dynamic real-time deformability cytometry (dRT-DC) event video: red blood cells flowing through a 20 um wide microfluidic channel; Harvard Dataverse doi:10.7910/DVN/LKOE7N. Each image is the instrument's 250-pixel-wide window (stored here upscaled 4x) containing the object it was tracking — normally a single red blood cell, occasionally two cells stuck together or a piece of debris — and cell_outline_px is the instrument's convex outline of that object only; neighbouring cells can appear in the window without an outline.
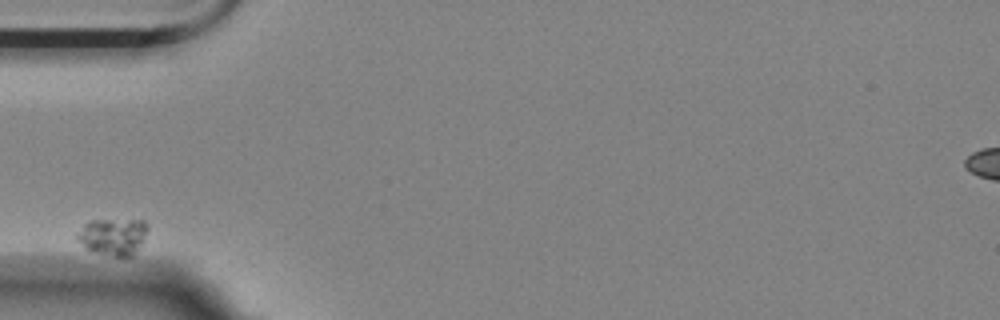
{"species": "Egyptian fruit bat (a non-hibernating species)", "species_latin": "Rousettus aegyptiacus", "temperature_condition": "room temperature", "stored_images_in_passage": 9, "camera_frame_rate_fps": 3000, "um_per_image_px": 0.085, "animal": {"sex": "female"}, "frame": {"image": 1, "passage_image": 1, "time_ms": 0.0, "image_size_px": [1000, 320], "cell_outline_px": [[148, 228], [144, 240], [136, 252], [132, 256], [116, 256], [92, 252], [84, 248], [76, 240], [76, 236], [84, 224], [88, 220], [144, 220], [148, 224]], "centroid_in_image_um": [9.6, 20.11], "position_along_channel_um": 75.4, "area_um2": 15.37}}
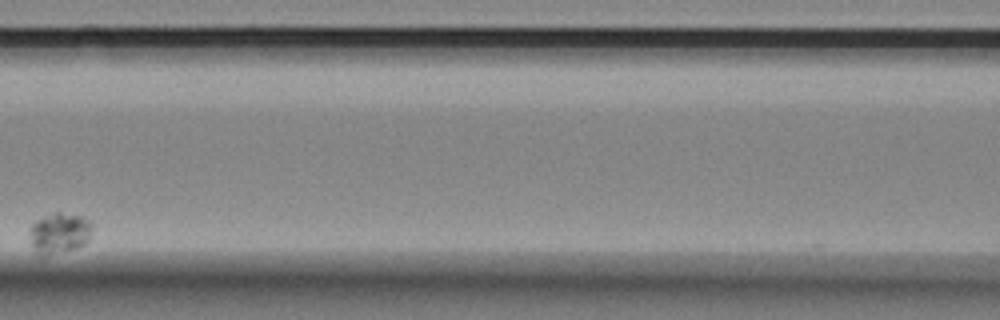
{"frame": {"image": 2, "passage_image": 4, "time_ms": 4.0, "image_size_px": [1000, 320], "cell_outline_px": [[92, 228], [88, 240], [84, 244], [76, 248], [48, 252], [36, 252], [32, 244], [32, 224], [36, 220], [56, 212], [60, 212], [80, 216], [92, 220]], "centroid_in_image_um": [5.13, 19.74], "position_along_channel_um": 161.5, "area_um2": 13.99}}
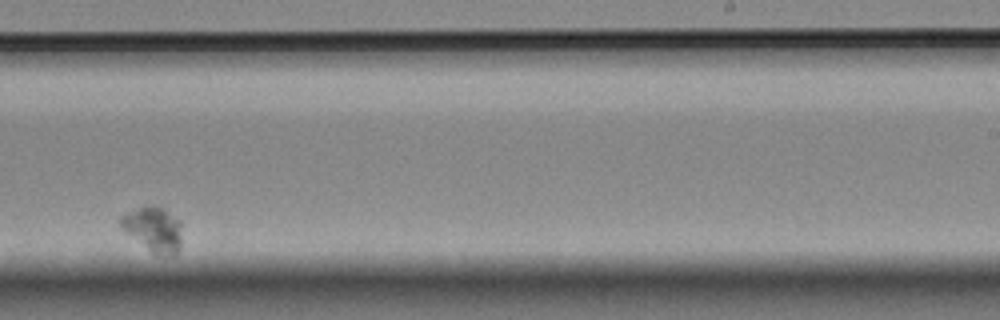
{"frame": {"image": 3, "passage_image": 8, "time_ms": 8.667, "image_size_px": [1000, 320], "cell_outline_px": [[180, 248], [176, 256], [160, 256], [152, 252], [128, 232], [120, 224], [120, 216], [144, 204], [152, 204], [164, 208], [180, 220]], "centroid_in_image_um": [13.09, 19.46], "position_along_channel_um": 275.9, "area_um2": 15.9}}